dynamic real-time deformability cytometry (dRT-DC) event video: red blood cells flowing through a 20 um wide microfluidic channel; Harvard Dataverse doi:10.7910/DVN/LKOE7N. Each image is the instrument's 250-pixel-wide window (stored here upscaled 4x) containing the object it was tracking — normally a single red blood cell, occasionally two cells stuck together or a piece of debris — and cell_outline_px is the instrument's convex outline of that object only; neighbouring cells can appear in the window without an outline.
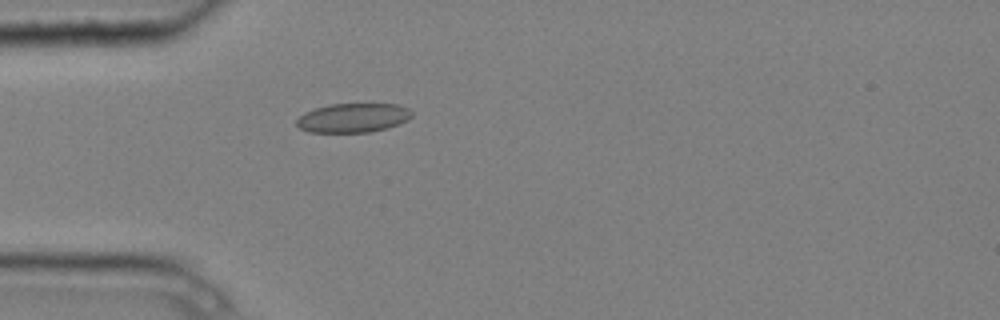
{"species": "common noctule bat (a hibernating species)", "species_latin": "Nyctalus noctula", "temperature_condition": "cold", "stored_images_in_passage": 5, "camera_frame_rate_fps": 3000, "um_per_image_px": 0.085, "animal": {"sex": "male", "body_mass_g": 20.4}, "frame": {"image": 1, "passage_image": 5, "time_ms": 1.333, "image_size_px": [1000, 320], "cell_outline_px": [[412, 116], [408, 120], [400, 124], [388, 128], [368, 132], [308, 132], [300, 128], [296, 124], [296, 120], [304, 112], [316, 108], [332, 104], [396, 104], [408, 108], [412, 112]], "centroid_in_image_um": [30.02, 10.02], "position_along_channel_um": 55.0, "area_um2": 19.59}}